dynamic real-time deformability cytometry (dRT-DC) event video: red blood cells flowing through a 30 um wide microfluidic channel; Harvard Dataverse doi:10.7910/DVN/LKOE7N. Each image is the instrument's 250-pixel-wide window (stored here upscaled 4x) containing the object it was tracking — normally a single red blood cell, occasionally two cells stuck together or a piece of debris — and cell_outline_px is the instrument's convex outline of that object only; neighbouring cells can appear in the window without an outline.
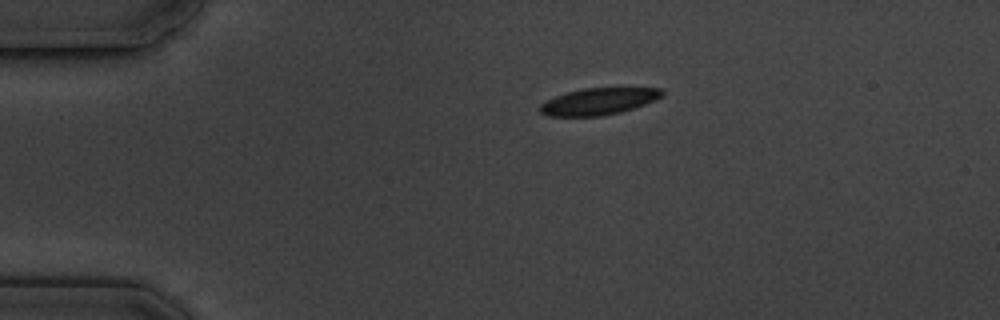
{"species": "common noctule bat (a hibernating species)", "species_latin": "Nyctalus noctula", "temperature_condition": "cold", "stored_images_in_passage": 5, "camera_frame_rate_fps": 3000, "um_per_image_px": 0.085, "animal": {"sex": "male", "body_mass_g": 19.5, "forearm_length_mm": 54.6}, "frame": {"image": 1, "passage_image": 1, "time_ms": 0.0, "image_size_px": [1000, 320], "cell_outline_px": [[664, 96], [644, 104], [620, 112], [604, 116], [548, 116], [540, 112], [540, 104], [556, 96], [568, 92], [584, 88], [660, 88], [664, 92]], "centroid_in_image_um": [50.89, 8.62], "position_along_channel_um": 34.1, "area_um2": 18.84}}